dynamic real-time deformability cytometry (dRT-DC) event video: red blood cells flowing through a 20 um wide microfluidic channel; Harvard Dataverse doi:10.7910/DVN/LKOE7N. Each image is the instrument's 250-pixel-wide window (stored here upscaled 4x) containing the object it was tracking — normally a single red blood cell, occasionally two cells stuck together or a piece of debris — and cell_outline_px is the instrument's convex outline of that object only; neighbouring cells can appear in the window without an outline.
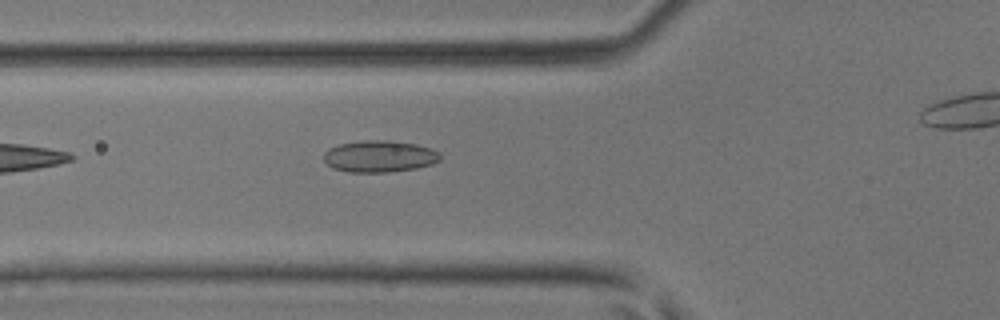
{"species": "common noctule bat (a hibernating species)", "species_latin": "Nyctalus noctula", "temperature_condition": "room temperature", "stored_images_in_passage": 7, "camera_frame_rate_fps": 3000, "um_per_image_px": 0.085, "animal": {"sex": "male", "body_mass_g": 17.9, "forearm_length_mm": 54.2}, "frame": {"image": 1, "passage_image": 2, "time_ms": 0.333, "image_size_px": [1000, 320], "cell_outline_px": [[440, 160], [432, 164], [416, 168], [388, 172], [348, 172], [332, 168], [324, 160], [324, 152], [328, 148], [340, 144], [364, 140], [388, 140], [416, 144], [440, 152]], "centroid_in_image_um": [32.24, 13.29], "position_along_channel_um": 93.6, "area_um2": 21.5}}
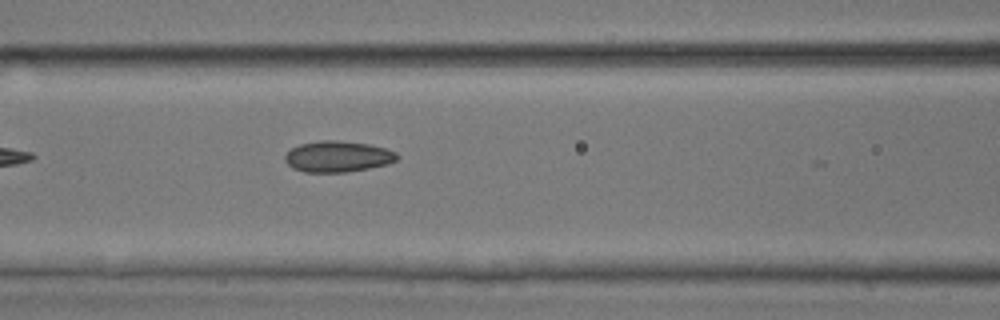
{"frame": {"image": 2, "passage_image": 5, "time_ms": 1.333, "image_size_px": [1000, 320], "cell_outline_px": [[400, 156], [396, 160], [388, 164], [348, 172], [304, 172], [292, 168], [284, 160], [284, 156], [292, 148], [300, 144], [320, 140], [336, 140], [368, 144], [384, 148], [396, 152]], "centroid_in_image_um": [28.7, 13.31], "position_along_channel_um": 137.9, "area_um2": 20.29}}